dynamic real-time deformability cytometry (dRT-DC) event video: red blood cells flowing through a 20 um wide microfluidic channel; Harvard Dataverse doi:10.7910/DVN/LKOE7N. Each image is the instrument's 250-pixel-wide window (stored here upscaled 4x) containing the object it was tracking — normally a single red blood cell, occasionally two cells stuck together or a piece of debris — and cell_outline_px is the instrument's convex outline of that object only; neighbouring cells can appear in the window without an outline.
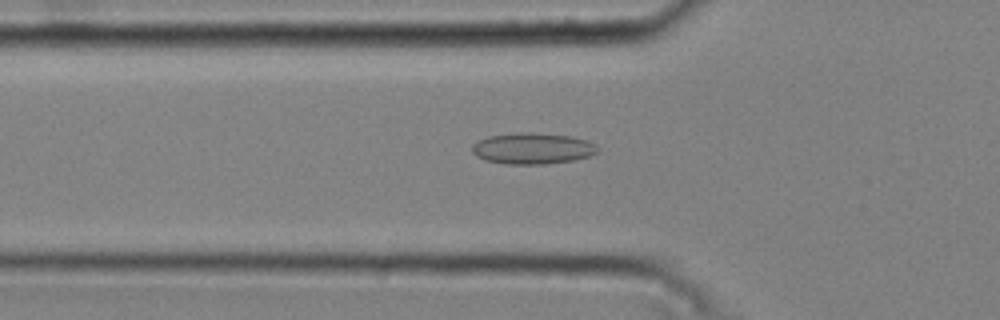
{"species": "common noctule bat (a hibernating species)", "species_latin": "Nyctalus noctula", "temperature_condition": "cold", "stored_images_in_passage": 49, "camera_frame_rate_fps": 3000, "um_per_image_px": 0.085, "animal": {"sex": "male", "body_mass_g": 20.4}, "frame": {"image": 1, "passage_image": 18, "time_ms": 5.667, "image_size_px": [1000, 320], "cell_outline_px": [[596, 152], [588, 156], [572, 160], [544, 164], [504, 164], [484, 160], [476, 156], [472, 152], [472, 144], [488, 136], [516, 132], [532, 132], [572, 136], [584, 140], [592, 144], [596, 148]], "centroid_in_image_um": [45.18, 12.61], "position_along_channel_um": 80.6, "area_um2": 22.66}}
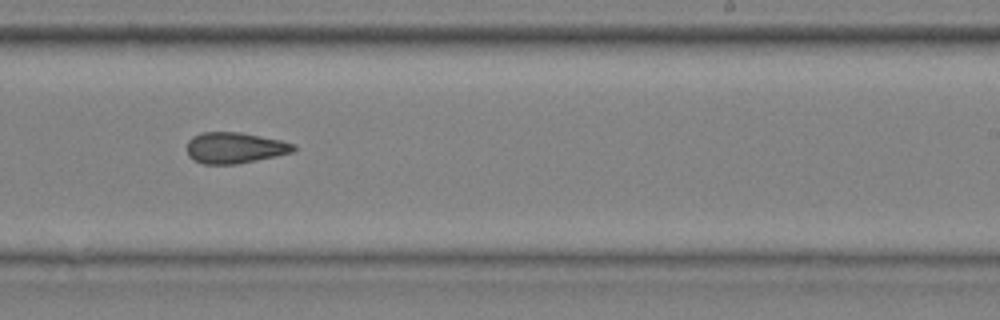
{"frame": {"image": 2, "passage_image": 33, "time_ms": 10.667, "image_size_px": [1000, 320], "cell_outline_px": [[296, 148], [292, 152], [276, 156], [236, 164], [204, 164], [192, 160], [188, 156], [188, 140], [192, 136], [200, 132], [240, 132], [280, 140], [292, 144]], "centroid_in_image_um": [19.9, 12.56], "position_along_channel_um": 269.1, "area_um2": 19.19}}
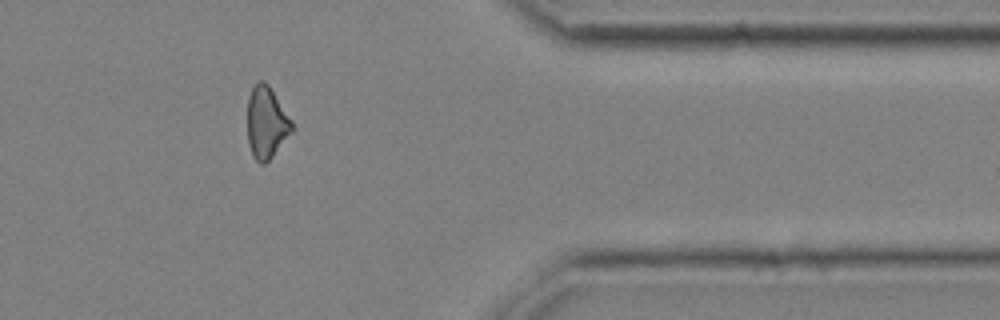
{"frame": {"image": 3, "passage_image": 44, "time_ms": 14.333, "image_size_px": [1000, 320], "cell_outline_px": [[292, 132], [272, 156], [264, 164], [260, 164], [252, 156], [248, 144], [248, 96], [252, 88], [260, 80], [264, 80], [268, 84], [292, 120]], "centroid_in_image_um": [22.64, 10.42], "position_along_channel_um": 388.8, "area_um2": 18.5}, "authors_computed_cell_mechanics": {"area_um2": 20.1722, "velocity_mm_per_s": 3.7674, "shape_relaxation_time_tau1_ms": null, "shape_relaxation_time_tau2_ms": 5.5947, "deformation_change_tau1": null, "deformation_change_tau2": 0.1581}}